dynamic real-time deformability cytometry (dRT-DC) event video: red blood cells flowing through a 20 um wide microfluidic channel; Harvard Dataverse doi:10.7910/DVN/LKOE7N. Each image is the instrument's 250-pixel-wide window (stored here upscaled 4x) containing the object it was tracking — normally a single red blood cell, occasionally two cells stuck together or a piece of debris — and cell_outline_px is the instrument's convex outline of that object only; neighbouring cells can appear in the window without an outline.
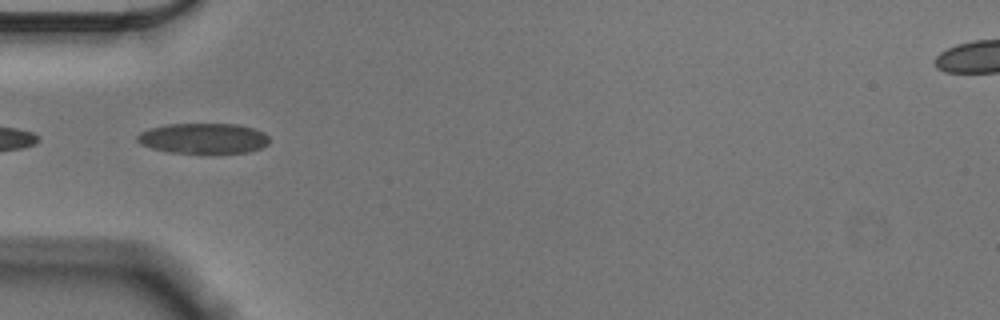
{"species": "Egyptian fruit bat (a non-hibernating species)", "species_latin": "Rousettus aegyptiacus", "temperature_condition": "cold", "stored_images_in_passage": 8, "camera_frame_rate_fps": 3000, "um_per_image_px": 0.085, "animal": {"sex": "male"}, "frame": {"image": 1, "passage_image": 3, "time_ms": 0.667, "image_size_px": [1000, 320], "cell_outline_px": [[268, 144], [260, 148], [248, 152], [212, 156], [208, 156], [168, 152], [152, 148], [140, 144], [136, 140], [136, 136], [140, 132], [152, 128], [168, 124], [236, 124], [252, 128], [264, 132], [268, 136]], "centroid_in_image_um": [17.29, 11.81], "position_along_channel_um": 67.7, "area_um2": 24.28}}
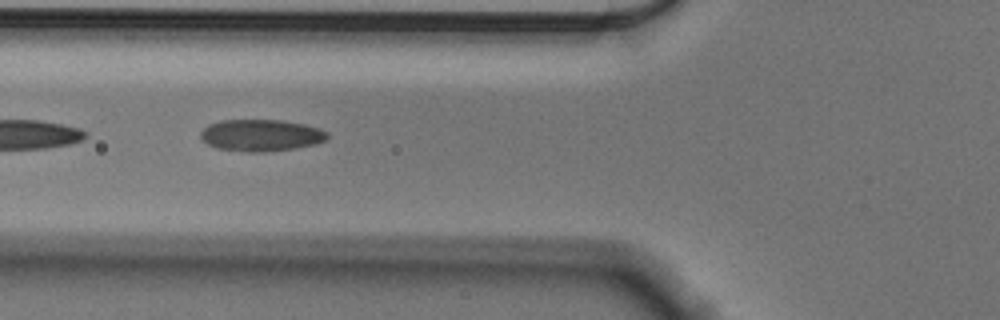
{"frame": {"image": 2, "passage_image": 6, "time_ms": 1.667, "image_size_px": [1000, 320], "cell_outline_px": [[328, 140], [316, 144], [296, 148], [264, 152], [248, 152], [216, 148], [208, 144], [200, 136], [200, 132], [208, 124], [220, 120], [280, 120], [304, 124], [320, 128], [328, 132]], "centroid_in_image_um": [22.21, 11.5], "position_along_channel_um": 103.6, "area_um2": 23.64}}